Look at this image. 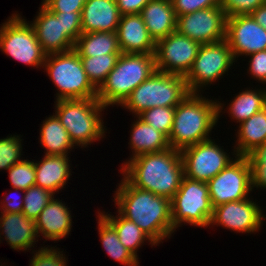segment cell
Masks as SVG:
<instances>
[{
	"instance_id": "cell-1",
	"label": "cell",
	"mask_w": 266,
	"mask_h": 266,
	"mask_svg": "<svg viewBox=\"0 0 266 266\" xmlns=\"http://www.w3.org/2000/svg\"><path fill=\"white\" fill-rule=\"evenodd\" d=\"M113 195L117 211L134 221L159 246L175 232L171 200L132 186L124 177Z\"/></svg>"
},
{
	"instance_id": "cell-2",
	"label": "cell",
	"mask_w": 266,
	"mask_h": 266,
	"mask_svg": "<svg viewBox=\"0 0 266 266\" xmlns=\"http://www.w3.org/2000/svg\"><path fill=\"white\" fill-rule=\"evenodd\" d=\"M122 176L134 187L172 199L184 177L179 150L138 155L122 163Z\"/></svg>"
},
{
	"instance_id": "cell-3",
	"label": "cell",
	"mask_w": 266,
	"mask_h": 266,
	"mask_svg": "<svg viewBox=\"0 0 266 266\" xmlns=\"http://www.w3.org/2000/svg\"><path fill=\"white\" fill-rule=\"evenodd\" d=\"M221 101L205 98L200 93H189L176 107L171 133L170 148L183 149L210 139L212 129L218 124L224 109Z\"/></svg>"
},
{
	"instance_id": "cell-4",
	"label": "cell",
	"mask_w": 266,
	"mask_h": 266,
	"mask_svg": "<svg viewBox=\"0 0 266 266\" xmlns=\"http://www.w3.org/2000/svg\"><path fill=\"white\" fill-rule=\"evenodd\" d=\"M156 71L154 53H121L115 67L97 89V99L106 108L121 106L131 92Z\"/></svg>"
},
{
	"instance_id": "cell-5",
	"label": "cell",
	"mask_w": 266,
	"mask_h": 266,
	"mask_svg": "<svg viewBox=\"0 0 266 266\" xmlns=\"http://www.w3.org/2000/svg\"><path fill=\"white\" fill-rule=\"evenodd\" d=\"M54 103V114L67 130L75 147L87 148L105 138L107 129L101 112L107 108L97 98L58 100Z\"/></svg>"
},
{
	"instance_id": "cell-6",
	"label": "cell",
	"mask_w": 266,
	"mask_h": 266,
	"mask_svg": "<svg viewBox=\"0 0 266 266\" xmlns=\"http://www.w3.org/2000/svg\"><path fill=\"white\" fill-rule=\"evenodd\" d=\"M190 92L183 76L155 71L121 105L134 117L154 107H176Z\"/></svg>"
},
{
	"instance_id": "cell-7",
	"label": "cell",
	"mask_w": 266,
	"mask_h": 266,
	"mask_svg": "<svg viewBox=\"0 0 266 266\" xmlns=\"http://www.w3.org/2000/svg\"><path fill=\"white\" fill-rule=\"evenodd\" d=\"M43 68L57 87L56 101L97 98V89L89 81L74 49L47 54Z\"/></svg>"
},
{
	"instance_id": "cell-8",
	"label": "cell",
	"mask_w": 266,
	"mask_h": 266,
	"mask_svg": "<svg viewBox=\"0 0 266 266\" xmlns=\"http://www.w3.org/2000/svg\"><path fill=\"white\" fill-rule=\"evenodd\" d=\"M212 214L208 184L184 176L178 191L171 199V217L175 231L183 223L206 228Z\"/></svg>"
},
{
	"instance_id": "cell-9",
	"label": "cell",
	"mask_w": 266,
	"mask_h": 266,
	"mask_svg": "<svg viewBox=\"0 0 266 266\" xmlns=\"http://www.w3.org/2000/svg\"><path fill=\"white\" fill-rule=\"evenodd\" d=\"M0 50L12 59L36 68H43L47 55L39 44L33 27L20 13H13L1 24Z\"/></svg>"
},
{
	"instance_id": "cell-10",
	"label": "cell",
	"mask_w": 266,
	"mask_h": 266,
	"mask_svg": "<svg viewBox=\"0 0 266 266\" xmlns=\"http://www.w3.org/2000/svg\"><path fill=\"white\" fill-rule=\"evenodd\" d=\"M234 62L236 60L225 39L216 43L202 44L190 71L184 77L188 91L201 94V90L203 92L205 87L222 79Z\"/></svg>"
},
{
	"instance_id": "cell-11",
	"label": "cell",
	"mask_w": 266,
	"mask_h": 266,
	"mask_svg": "<svg viewBox=\"0 0 266 266\" xmlns=\"http://www.w3.org/2000/svg\"><path fill=\"white\" fill-rule=\"evenodd\" d=\"M207 184L212 207L249 198L253 190L251 169L246 156L237 155Z\"/></svg>"
},
{
	"instance_id": "cell-12",
	"label": "cell",
	"mask_w": 266,
	"mask_h": 266,
	"mask_svg": "<svg viewBox=\"0 0 266 266\" xmlns=\"http://www.w3.org/2000/svg\"><path fill=\"white\" fill-rule=\"evenodd\" d=\"M180 153L184 176L205 183L235 159L211 138L189 146Z\"/></svg>"
},
{
	"instance_id": "cell-13",
	"label": "cell",
	"mask_w": 266,
	"mask_h": 266,
	"mask_svg": "<svg viewBox=\"0 0 266 266\" xmlns=\"http://www.w3.org/2000/svg\"><path fill=\"white\" fill-rule=\"evenodd\" d=\"M201 44L178 33L172 32L156 41L155 64L159 72L185 77L197 57Z\"/></svg>"
},
{
	"instance_id": "cell-14",
	"label": "cell",
	"mask_w": 266,
	"mask_h": 266,
	"mask_svg": "<svg viewBox=\"0 0 266 266\" xmlns=\"http://www.w3.org/2000/svg\"><path fill=\"white\" fill-rule=\"evenodd\" d=\"M227 16L221 6L177 17L176 31L198 43H216L226 38Z\"/></svg>"
},
{
	"instance_id": "cell-15",
	"label": "cell",
	"mask_w": 266,
	"mask_h": 266,
	"mask_svg": "<svg viewBox=\"0 0 266 266\" xmlns=\"http://www.w3.org/2000/svg\"><path fill=\"white\" fill-rule=\"evenodd\" d=\"M262 208L252 197L213 207L210 225L221 226L236 233H255L261 230Z\"/></svg>"
},
{
	"instance_id": "cell-16",
	"label": "cell",
	"mask_w": 266,
	"mask_h": 266,
	"mask_svg": "<svg viewBox=\"0 0 266 266\" xmlns=\"http://www.w3.org/2000/svg\"><path fill=\"white\" fill-rule=\"evenodd\" d=\"M225 40L236 61L240 56L266 50V30L251 14L227 17Z\"/></svg>"
},
{
	"instance_id": "cell-17",
	"label": "cell",
	"mask_w": 266,
	"mask_h": 266,
	"mask_svg": "<svg viewBox=\"0 0 266 266\" xmlns=\"http://www.w3.org/2000/svg\"><path fill=\"white\" fill-rule=\"evenodd\" d=\"M30 25L46 54L67 52L74 49V43L65 34L63 18H58L42 4Z\"/></svg>"
},
{
	"instance_id": "cell-18",
	"label": "cell",
	"mask_w": 266,
	"mask_h": 266,
	"mask_svg": "<svg viewBox=\"0 0 266 266\" xmlns=\"http://www.w3.org/2000/svg\"><path fill=\"white\" fill-rule=\"evenodd\" d=\"M116 33L122 53L149 54L155 52L156 42L149 35L140 14L122 15Z\"/></svg>"
},
{
	"instance_id": "cell-19",
	"label": "cell",
	"mask_w": 266,
	"mask_h": 266,
	"mask_svg": "<svg viewBox=\"0 0 266 266\" xmlns=\"http://www.w3.org/2000/svg\"><path fill=\"white\" fill-rule=\"evenodd\" d=\"M1 238H5L11 249L18 250V252L31 251V248H34L38 242L35 221L23 213H1L0 243Z\"/></svg>"
},
{
	"instance_id": "cell-20",
	"label": "cell",
	"mask_w": 266,
	"mask_h": 266,
	"mask_svg": "<svg viewBox=\"0 0 266 266\" xmlns=\"http://www.w3.org/2000/svg\"><path fill=\"white\" fill-rule=\"evenodd\" d=\"M53 197L35 220L38 237L40 233L45 242L66 238L72 229V215L68 205Z\"/></svg>"
},
{
	"instance_id": "cell-21",
	"label": "cell",
	"mask_w": 266,
	"mask_h": 266,
	"mask_svg": "<svg viewBox=\"0 0 266 266\" xmlns=\"http://www.w3.org/2000/svg\"><path fill=\"white\" fill-rule=\"evenodd\" d=\"M121 16L115 0H87L81 12L82 33L117 32Z\"/></svg>"
},
{
	"instance_id": "cell-22",
	"label": "cell",
	"mask_w": 266,
	"mask_h": 266,
	"mask_svg": "<svg viewBox=\"0 0 266 266\" xmlns=\"http://www.w3.org/2000/svg\"><path fill=\"white\" fill-rule=\"evenodd\" d=\"M70 162L68 155H44L42 160H34L35 185L59 194L72 175Z\"/></svg>"
},
{
	"instance_id": "cell-23",
	"label": "cell",
	"mask_w": 266,
	"mask_h": 266,
	"mask_svg": "<svg viewBox=\"0 0 266 266\" xmlns=\"http://www.w3.org/2000/svg\"><path fill=\"white\" fill-rule=\"evenodd\" d=\"M140 15L155 42L176 31L177 17L171 0H150Z\"/></svg>"
},
{
	"instance_id": "cell-24",
	"label": "cell",
	"mask_w": 266,
	"mask_h": 266,
	"mask_svg": "<svg viewBox=\"0 0 266 266\" xmlns=\"http://www.w3.org/2000/svg\"><path fill=\"white\" fill-rule=\"evenodd\" d=\"M130 131L129 147L132 150V159L146 153H158L170 148L168 138L160 131L145 123L136 116Z\"/></svg>"
},
{
	"instance_id": "cell-25",
	"label": "cell",
	"mask_w": 266,
	"mask_h": 266,
	"mask_svg": "<svg viewBox=\"0 0 266 266\" xmlns=\"http://www.w3.org/2000/svg\"><path fill=\"white\" fill-rule=\"evenodd\" d=\"M232 155L246 156L256 146L266 143V107L239 124Z\"/></svg>"
},
{
	"instance_id": "cell-26",
	"label": "cell",
	"mask_w": 266,
	"mask_h": 266,
	"mask_svg": "<svg viewBox=\"0 0 266 266\" xmlns=\"http://www.w3.org/2000/svg\"><path fill=\"white\" fill-rule=\"evenodd\" d=\"M40 145L45 149V155H69L74 149L67 130L53 113L43 120L40 126ZM71 149V150H70Z\"/></svg>"
},
{
	"instance_id": "cell-27",
	"label": "cell",
	"mask_w": 266,
	"mask_h": 266,
	"mask_svg": "<svg viewBox=\"0 0 266 266\" xmlns=\"http://www.w3.org/2000/svg\"><path fill=\"white\" fill-rule=\"evenodd\" d=\"M74 50L78 53L79 57L122 53L116 32L82 33L75 42Z\"/></svg>"
},
{
	"instance_id": "cell-28",
	"label": "cell",
	"mask_w": 266,
	"mask_h": 266,
	"mask_svg": "<svg viewBox=\"0 0 266 266\" xmlns=\"http://www.w3.org/2000/svg\"><path fill=\"white\" fill-rule=\"evenodd\" d=\"M116 230L119 241L128 249L137 259L138 250L147 240L151 246H157L152 239L134 222L123 217L118 211V215L114 216L105 211L99 212Z\"/></svg>"
},
{
	"instance_id": "cell-29",
	"label": "cell",
	"mask_w": 266,
	"mask_h": 266,
	"mask_svg": "<svg viewBox=\"0 0 266 266\" xmlns=\"http://www.w3.org/2000/svg\"><path fill=\"white\" fill-rule=\"evenodd\" d=\"M266 87L258 89H249L239 91L232 101L230 100L229 106L226 111L237 124L248 120L252 115L261 111L266 107Z\"/></svg>"
},
{
	"instance_id": "cell-30",
	"label": "cell",
	"mask_w": 266,
	"mask_h": 266,
	"mask_svg": "<svg viewBox=\"0 0 266 266\" xmlns=\"http://www.w3.org/2000/svg\"><path fill=\"white\" fill-rule=\"evenodd\" d=\"M98 232L106 254L125 266H139V260L119 241L115 228L99 213Z\"/></svg>"
},
{
	"instance_id": "cell-31",
	"label": "cell",
	"mask_w": 266,
	"mask_h": 266,
	"mask_svg": "<svg viewBox=\"0 0 266 266\" xmlns=\"http://www.w3.org/2000/svg\"><path fill=\"white\" fill-rule=\"evenodd\" d=\"M120 54H104L103 56L80 57L89 81L98 89L109 72L115 67Z\"/></svg>"
},
{
	"instance_id": "cell-32",
	"label": "cell",
	"mask_w": 266,
	"mask_h": 266,
	"mask_svg": "<svg viewBox=\"0 0 266 266\" xmlns=\"http://www.w3.org/2000/svg\"><path fill=\"white\" fill-rule=\"evenodd\" d=\"M7 171L10 185L16 192H23L35 185L36 173L34 160L24 159L12 165Z\"/></svg>"
},
{
	"instance_id": "cell-33",
	"label": "cell",
	"mask_w": 266,
	"mask_h": 266,
	"mask_svg": "<svg viewBox=\"0 0 266 266\" xmlns=\"http://www.w3.org/2000/svg\"><path fill=\"white\" fill-rule=\"evenodd\" d=\"M53 197L54 194L49 190L36 185L31 186L25 190L22 213L35 221Z\"/></svg>"
},
{
	"instance_id": "cell-34",
	"label": "cell",
	"mask_w": 266,
	"mask_h": 266,
	"mask_svg": "<svg viewBox=\"0 0 266 266\" xmlns=\"http://www.w3.org/2000/svg\"><path fill=\"white\" fill-rule=\"evenodd\" d=\"M175 115V107H154L138 115L145 123L169 137Z\"/></svg>"
},
{
	"instance_id": "cell-35",
	"label": "cell",
	"mask_w": 266,
	"mask_h": 266,
	"mask_svg": "<svg viewBox=\"0 0 266 266\" xmlns=\"http://www.w3.org/2000/svg\"><path fill=\"white\" fill-rule=\"evenodd\" d=\"M251 169V187L266 189V143L256 146L246 155Z\"/></svg>"
},
{
	"instance_id": "cell-36",
	"label": "cell",
	"mask_w": 266,
	"mask_h": 266,
	"mask_svg": "<svg viewBox=\"0 0 266 266\" xmlns=\"http://www.w3.org/2000/svg\"><path fill=\"white\" fill-rule=\"evenodd\" d=\"M21 135H8L0 139V170H8L12 165L22 161Z\"/></svg>"
},
{
	"instance_id": "cell-37",
	"label": "cell",
	"mask_w": 266,
	"mask_h": 266,
	"mask_svg": "<svg viewBox=\"0 0 266 266\" xmlns=\"http://www.w3.org/2000/svg\"><path fill=\"white\" fill-rule=\"evenodd\" d=\"M49 247V245L41 246L38 250H32V255H34L29 266H68L65 253L57 247Z\"/></svg>"
},
{
	"instance_id": "cell-38",
	"label": "cell",
	"mask_w": 266,
	"mask_h": 266,
	"mask_svg": "<svg viewBox=\"0 0 266 266\" xmlns=\"http://www.w3.org/2000/svg\"><path fill=\"white\" fill-rule=\"evenodd\" d=\"M266 3V0H221L220 6L227 17L237 15H249L259 6Z\"/></svg>"
},
{
	"instance_id": "cell-39",
	"label": "cell",
	"mask_w": 266,
	"mask_h": 266,
	"mask_svg": "<svg viewBox=\"0 0 266 266\" xmlns=\"http://www.w3.org/2000/svg\"><path fill=\"white\" fill-rule=\"evenodd\" d=\"M176 17L205 8L220 6L221 0H171Z\"/></svg>"
},
{
	"instance_id": "cell-40",
	"label": "cell",
	"mask_w": 266,
	"mask_h": 266,
	"mask_svg": "<svg viewBox=\"0 0 266 266\" xmlns=\"http://www.w3.org/2000/svg\"><path fill=\"white\" fill-rule=\"evenodd\" d=\"M81 12L82 11H74L72 13L51 12L58 18H63L65 34L74 44L82 34Z\"/></svg>"
},
{
	"instance_id": "cell-41",
	"label": "cell",
	"mask_w": 266,
	"mask_h": 266,
	"mask_svg": "<svg viewBox=\"0 0 266 266\" xmlns=\"http://www.w3.org/2000/svg\"><path fill=\"white\" fill-rule=\"evenodd\" d=\"M250 56L247 73L251 75L254 80L262 84H266V50L249 54Z\"/></svg>"
},
{
	"instance_id": "cell-42",
	"label": "cell",
	"mask_w": 266,
	"mask_h": 266,
	"mask_svg": "<svg viewBox=\"0 0 266 266\" xmlns=\"http://www.w3.org/2000/svg\"><path fill=\"white\" fill-rule=\"evenodd\" d=\"M87 0H42L41 4L50 12L72 13L82 11Z\"/></svg>"
},
{
	"instance_id": "cell-43",
	"label": "cell",
	"mask_w": 266,
	"mask_h": 266,
	"mask_svg": "<svg viewBox=\"0 0 266 266\" xmlns=\"http://www.w3.org/2000/svg\"><path fill=\"white\" fill-rule=\"evenodd\" d=\"M24 193H25V190H23V195L21 196V198H19L20 196L16 197L10 192L6 196H3L5 198H3V201L1 199V202H0L1 212L0 213H14V212L22 213L23 205H24Z\"/></svg>"
},
{
	"instance_id": "cell-44",
	"label": "cell",
	"mask_w": 266,
	"mask_h": 266,
	"mask_svg": "<svg viewBox=\"0 0 266 266\" xmlns=\"http://www.w3.org/2000/svg\"><path fill=\"white\" fill-rule=\"evenodd\" d=\"M121 15L140 14L150 0H115Z\"/></svg>"
},
{
	"instance_id": "cell-45",
	"label": "cell",
	"mask_w": 266,
	"mask_h": 266,
	"mask_svg": "<svg viewBox=\"0 0 266 266\" xmlns=\"http://www.w3.org/2000/svg\"><path fill=\"white\" fill-rule=\"evenodd\" d=\"M251 15L266 30V3L259 6Z\"/></svg>"
},
{
	"instance_id": "cell-46",
	"label": "cell",
	"mask_w": 266,
	"mask_h": 266,
	"mask_svg": "<svg viewBox=\"0 0 266 266\" xmlns=\"http://www.w3.org/2000/svg\"><path fill=\"white\" fill-rule=\"evenodd\" d=\"M265 219H266V217L264 216V214H261V224H263L265 222V221H263Z\"/></svg>"
}]
</instances>
